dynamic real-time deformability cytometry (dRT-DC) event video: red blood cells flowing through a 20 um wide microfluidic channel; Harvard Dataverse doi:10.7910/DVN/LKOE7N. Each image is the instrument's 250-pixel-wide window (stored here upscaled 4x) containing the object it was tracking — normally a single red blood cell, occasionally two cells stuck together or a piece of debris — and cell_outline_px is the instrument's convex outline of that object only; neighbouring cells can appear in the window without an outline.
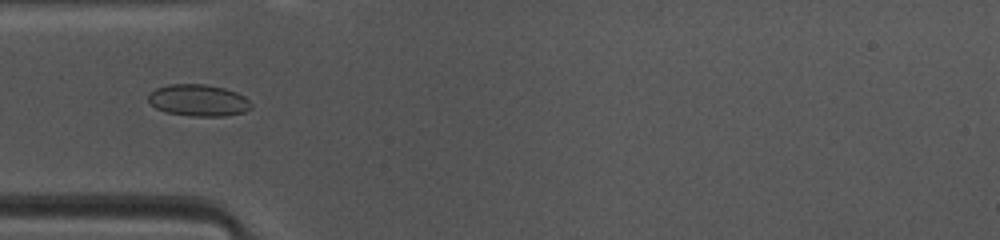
{"species": "common noctule bat (a hibernating species)", "species_latin": "Nyctalus noctula", "temperature_condition": "warm", "stored_images_in_passage": 39, "camera_frame_rate_fps": 3000, "um_per_image_px": 0.085, "animal": {"sex": "female", "body_mass_g": 10.0, "forearm_length_mm": 53.1}, "frame": {"image": 1, "passage_image": 5, "time_ms": 1.333, "image_size_px": [1000, 240], "cell_outline_px": [[252, 108], [244, 112], [224, 116], [192, 116], [168, 112], [156, 108], [148, 100], [148, 96], [156, 88], [168, 84], [204, 84], [224, 88], [236, 92], [244, 96], [252, 104]], "centroid_in_image_um": [16.89, 8.52], "position_along_channel_um": 68.1, "area_um2": 18.9}}
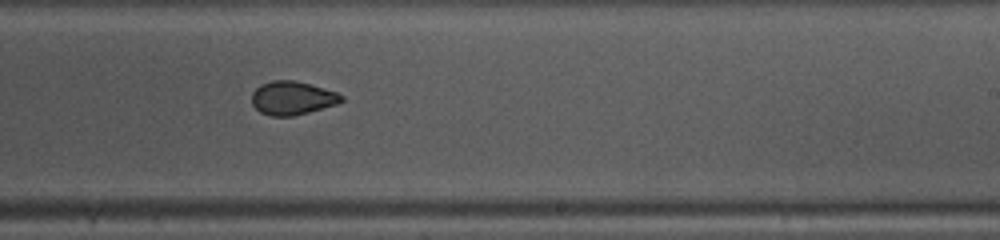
{"frame": {"image": 2, "passage_image": 19, "time_ms": 6.0, "image_size_px": [1000, 240], "cell_outline_px": [[344, 100], [336, 104], [308, 112], [292, 116], [272, 116], [260, 112], [252, 104], [252, 92], [260, 84], [272, 80], [292, 80], [308, 84], [336, 92], [344, 96]], "centroid_in_image_um": [24.82, 8.33], "position_along_channel_um": 264.2, "area_um2": 17.34}}
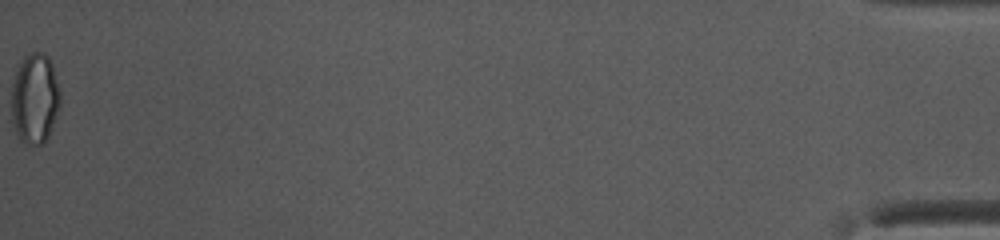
{"frame": {"image": 3, "passage_image": 39, "time_ms": 12.667, "image_size_px": [1000, 240], "cell_outline_px": [[60, 108], [48, 136], [44, 144], [24, 144], [20, 140], [16, 132], [12, 120], [12, 84], [16, 68], [24, 56], [28, 52], [44, 52], [48, 56], [52, 64], [60, 92]], "centroid_in_image_um": [2.96, 8.36], "position_along_channel_um": 432.2, "area_um2": 25.95}, "authors_computed_cell_mechanics": {"area_um2": 18.4382, "velocity_mm_per_s": 4.1689, "shape_relaxation_time_tau1_ms": 10.3881, "shape_relaxation_time_tau2_ms": 1.8326, "deformation_change_tau1": 0.1442, "deformation_change_tau2": 0.0561}}